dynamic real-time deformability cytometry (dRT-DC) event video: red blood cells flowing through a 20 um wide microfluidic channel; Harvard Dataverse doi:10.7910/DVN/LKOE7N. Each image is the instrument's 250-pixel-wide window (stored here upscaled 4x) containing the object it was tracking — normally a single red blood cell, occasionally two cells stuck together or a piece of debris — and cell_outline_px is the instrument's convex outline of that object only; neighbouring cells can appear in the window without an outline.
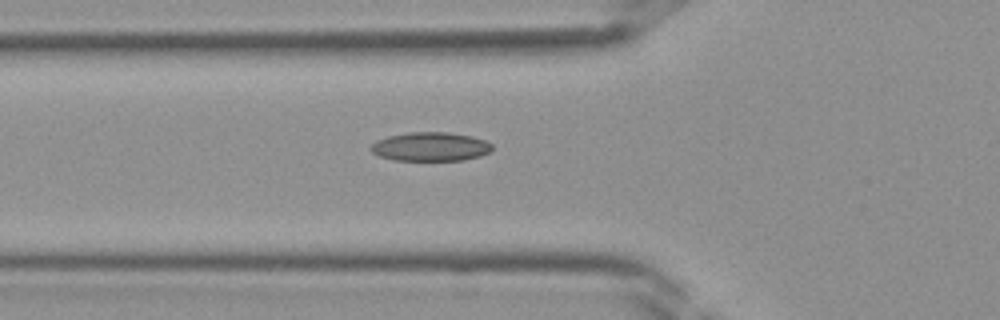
{"species": "Egyptian fruit bat (a non-hibernating species)", "species_latin": "Rousettus aegyptiacus", "temperature_condition": "room temperature", "stored_images_in_passage": 23, "camera_frame_rate_fps": 3000, "um_per_image_px": 0.085, "frame": {"image": 1, "passage_image": 5, "time_ms": 1.333, "image_size_px": [1000, 320], "cell_outline_px": [[492, 148], [488, 152], [480, 156], [464, 160], [396, 160], [380, 156], [372, 152], [368, 148], [376, 140], [388, 136], [408, 132], [448, 132], [472, 136], [484, 140], [492, 144]], "centroid_in_image_um": [36.57, 12.46], "position_along_channel_um": 89.2, "area_um2": 20.4}}
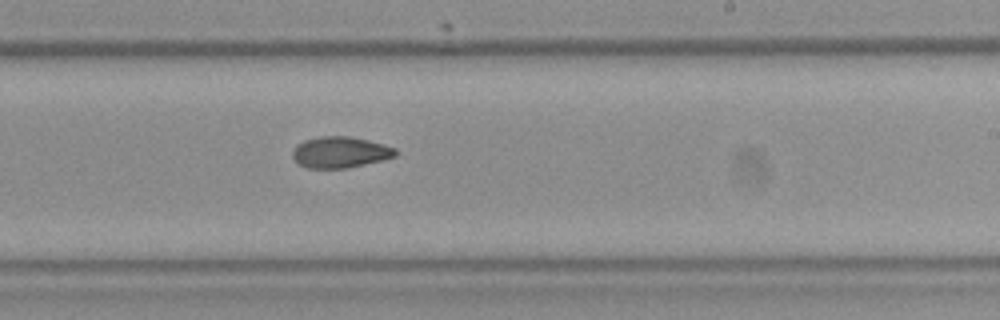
{"frame": {"image": 2, "passage_image": 15, "time_ms": 4.667, "image_size_px": [1000, 320], "cell_outline_px": [[396, 156], [348, 168], [308, 168], [300, 164], [292, 156], [292, 152], [296, 144], [304, 140], [320, 136], [352, 136], [384, 144], [396, 148]], "centroid_in_image_um": [28.9, 12.92], "position_along_channel_um": 260.1, "area_um2": 18.67}}
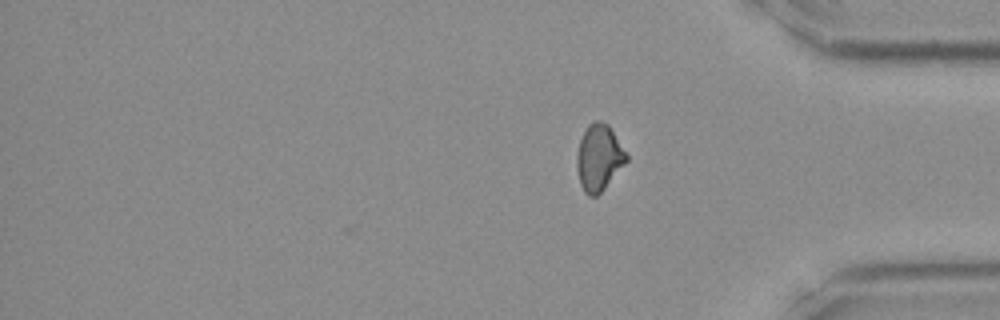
{"frame": {"image": 3, "passage_image": 23, "time_ms": 7.333, "image_size_px": [1000, 320], "cell_outline_px": [[628, 160], [604, 188], [596, 196], [588, 196], [584, 192], [580, 184], [576, 168], [576, 156], [580, 140], [588, 124], [592, 120], [600, 120], [608, 124], [628, 156]], "centroid_in_image_um": [50.88, 13.39], "position_along_channel_um": 384.3, "area_um2": 19.07}}